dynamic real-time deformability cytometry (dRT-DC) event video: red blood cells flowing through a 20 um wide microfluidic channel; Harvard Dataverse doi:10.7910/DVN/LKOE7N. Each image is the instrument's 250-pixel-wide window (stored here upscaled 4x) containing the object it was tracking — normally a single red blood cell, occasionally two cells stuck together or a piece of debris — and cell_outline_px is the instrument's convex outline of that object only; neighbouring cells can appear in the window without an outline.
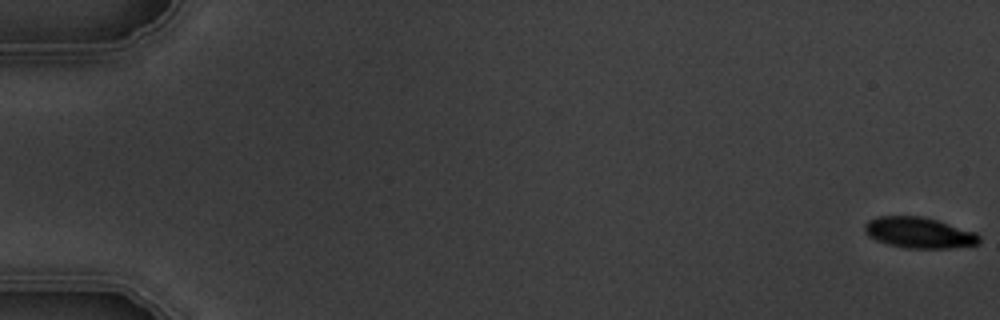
{"species": "common noctule bat (a hibernating species)", "species_latin": "Nyctalus noctula", "temperature_condition": "warm", "stored_images_in_passage": 6, "camera_frame_rate_fps": 3000, "um_per_image_px": 0.085, "animal": {"sex": "male", "body_mass_g": 19.5, "forearm_length_mm": 54.6}, "frame": {"image": 1, "passage_image": 1, "time_ms": 0.0, "image_size_px": [1000, 320], "cell_outline_px": [[980, 244], [948, 248], [904, 248], [888, 244], [876, 240], [868, 236], [864, 232], [864, 224], [868, 220], [876, 216], [924, 216], [976, 232], [980, 236]], "centroid_in_image_um": [78.1, 19.77], "position_along_channel_um": 6.9, "area_um2": 20.81}}
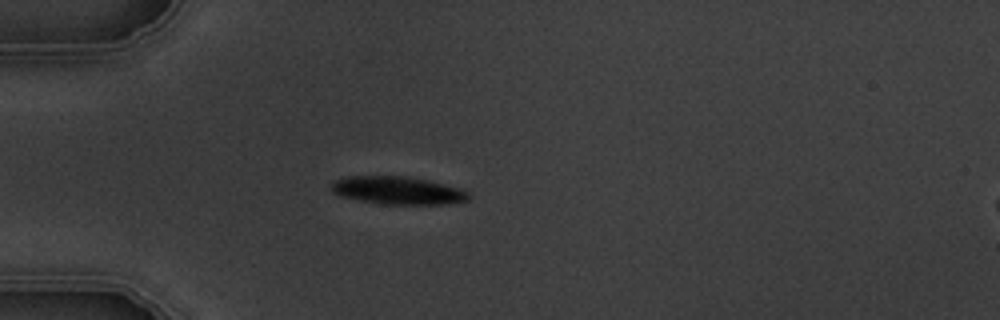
{"frame": {"image": 2, "passage_image": 5, "time_ms": 5.333, "image_size_px": [1000, 320], "cell_outline_px": [[472, 196], [468, 200], [448, 204], [376, 204], [340, 196], [332, 192], [332, 184], [336, 180], [348, 176], [408, 176], [428, 180], [460, 188], [468, 192]], "centroid_in_image_um": [33.83, 16.19], "position_along_channel_um": 51.2, "area_um2": 22.43}}